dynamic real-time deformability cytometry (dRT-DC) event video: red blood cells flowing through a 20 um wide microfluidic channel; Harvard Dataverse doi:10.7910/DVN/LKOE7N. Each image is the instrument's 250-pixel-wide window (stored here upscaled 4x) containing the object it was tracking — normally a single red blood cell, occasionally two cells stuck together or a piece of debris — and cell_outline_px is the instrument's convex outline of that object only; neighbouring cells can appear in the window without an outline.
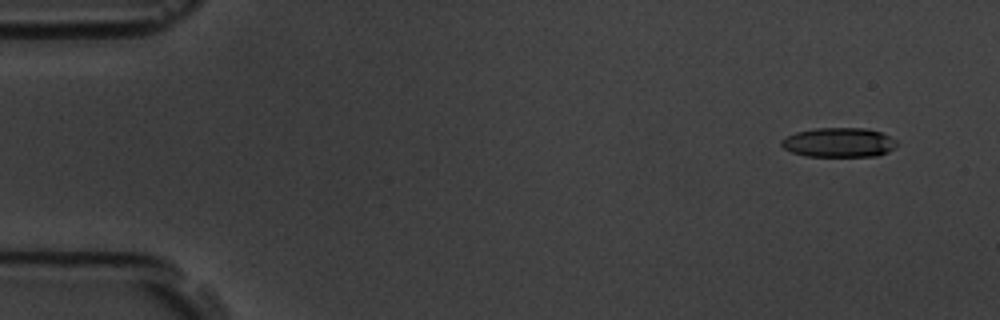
{"species": "common noctule bat (a hibernating species)", "species_latin": "Nyctalus noctula", "temperature_condition": "room temperature", "stored_images_in_passage": 5, "camera_frame_rate_fps": 3000, "um_per_image_px": 0.085, "animal": {"sex": "male", "body_mass_g": 19.5, "forearm_length_mm": 54.6}, "frame": {"image": 1, "passage_image": 1, "time_ms": 0.0, "image_size_px": [1000, 320], "cell_outline_px": [[896, 144], [888, 152], [876, 156], [808, 156], [792, 152], [784, 148], [780, 144], [780, 140], [796, 132], [816, 128], [868, 128], [880, 132], [896, 140]], "centroid_in_image_um": [71.29, 12.1], "position_along_channel_um": 13.7, "area_um2": 19.65}}
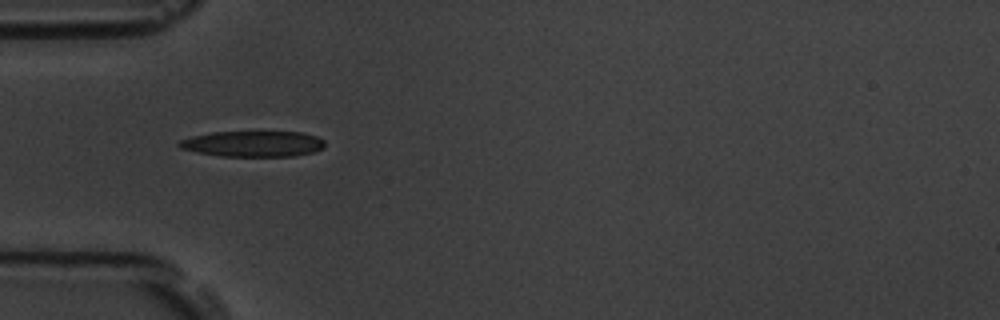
{"frame": {"image": 2, "passage_image": 5, "time_ms": 4.667, "image_size_px": [1000, 320], "cell_outline_px": [[324, 148], [312, 152], [292, 156], [220, 156], [196, 152], [180, 148], [176, 144], [180, 140], [192, 136], [212, 132], [304, 132], [316, 136], [324, 140]], "centroid_in_image_um": [21.49, 12.22], "position_along_channel_um": 63.5, "area_um2": 21.91}}